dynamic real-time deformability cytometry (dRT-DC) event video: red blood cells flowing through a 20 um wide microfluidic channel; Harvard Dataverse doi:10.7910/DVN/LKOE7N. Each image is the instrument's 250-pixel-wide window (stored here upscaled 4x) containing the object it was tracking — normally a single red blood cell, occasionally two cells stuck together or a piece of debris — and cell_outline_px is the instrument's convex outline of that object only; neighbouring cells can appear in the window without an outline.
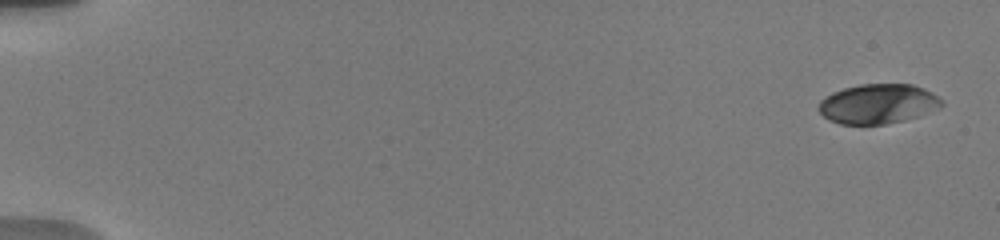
{"species": "human", "species_latin": "Homo sapiens", "temperature_condition": "warm", "stored_images_in_passage": 43, "camera_frame_rate_fps": 3000, "um_per_image_px": 0.085, "donor": {"sex": "male"}, "frame": {"image": 1, "passage_image": 4, "time_ms": 0.333, "image_size_px": [1000, 240], "cell_outline_px": [[944, 104], [940, 108], [904, 120], [884, 124], [840, 124], [828, 120], [816, 108], [820, 100], [824, 96], [832, 92], [844, 88], [860, 84], [912, 84], [936, 96]], "centroid_in_image_um": [74.55, 8.83], "position_along_channel_um": 10.4, "area_um2": 28.26}}
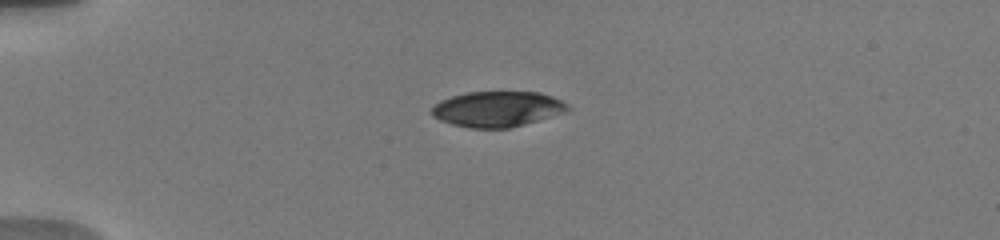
{"frame": {"image": 2, "passage_image": 38, "time_ms": 4.667, "image_size_px": [1000, 240], "cell_outline_px": [[572, 108], [568, 112], [524, 124], [508, 128], [468, 128], [452, 124], [440, 120], [432, 116], [432, 108], [440, 100], [452, 96], [468, 92], [540, 92], [552, 96], [568, 104]], "centroid_in_image_um": [42.31, 9.27], "position_along_channel_um": 42.7, "area_um2": 28.21}}